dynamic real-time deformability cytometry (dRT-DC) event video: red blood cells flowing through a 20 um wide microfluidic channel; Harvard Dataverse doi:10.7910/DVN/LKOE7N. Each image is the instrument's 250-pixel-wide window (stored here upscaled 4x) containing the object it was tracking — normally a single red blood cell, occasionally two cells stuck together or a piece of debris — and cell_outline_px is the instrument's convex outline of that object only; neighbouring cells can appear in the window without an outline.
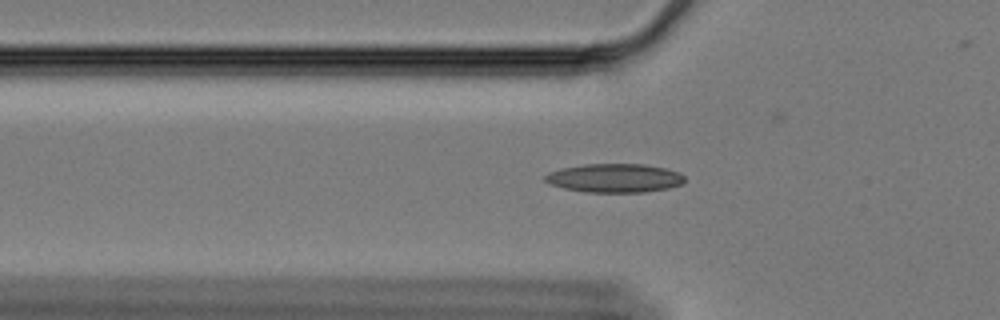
{"species": "Egyptian fruit bat (a non-hibernating species)", "species_latin": "Rousettus aegyptiacus", "temperature_condition": "cold", "stored_images_in_passage": 34, "camera_frame_rate_fps": 3000, "um_per_image_px": 0.085, "animal": {"sex": "female"}, "frame": {"image": 1, "passage_image": 3, "time_ms": 0.667, "image_size_px": [1000, 320], "cell_outline_px": [[684, 184], [668, 188], [644, 192], [584, 192], [564, 188], [552, 184], [544, 180], [544, 176], [548, 172], [560, 168], [584, 164], [644, 164], [664, 168], [676, 172], [684, 176]], "centroid_in_image_um": [52.22, 15.13], "position_along_channel_um": 73.6, "area_um2": 23.35}}
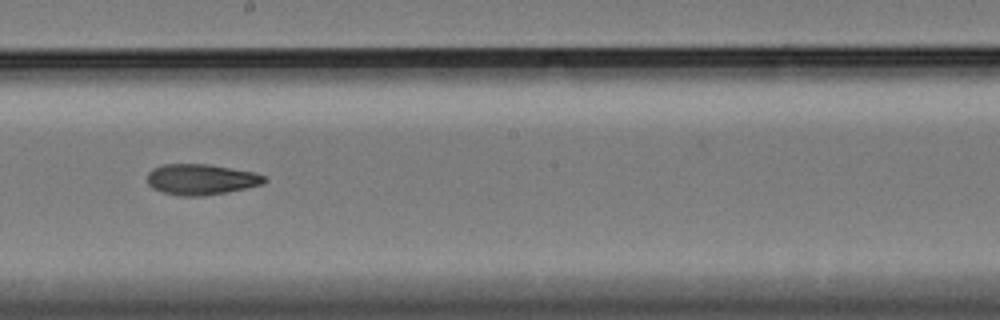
{"frame": {"image": 2, "passage_image": 17, "time_ms": 5.333, "image_size_px": [1000, 320], "cell_outline_px": [[268, 180], [264, 184], [204, 196], [180, 196], [160, 192], [152, 188], [148, 184], [148, 172], [152, 168], [164, 164], [208, 164], [252, 172], [264, 176]], "centroid_in_image_um": [17.05, 15.25], "position_along_channel_um": 231.2, "area_um2": 20.92}}
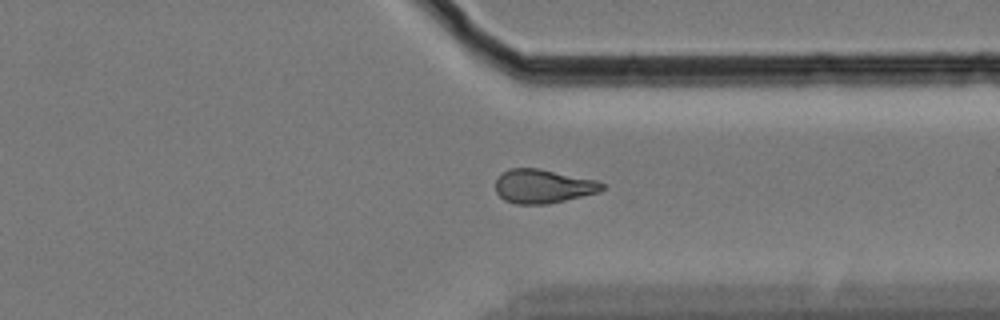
{"frame": {"image": 3, "passage_image": 29, "time_ms": 9.333, "image_size_px": [1000, 320], "cell_outline_px": [[604, 188], [600, 192], [548, 204], [516, 204], [504, 200], [496, 192], [496, 180], [508, 168], [540, 168], [596, 180], [604, 184]], "centroid_in_image_um": [46.16, 15.83], "position_along_channel_um": 365.2, "area_um2": 21.04}}